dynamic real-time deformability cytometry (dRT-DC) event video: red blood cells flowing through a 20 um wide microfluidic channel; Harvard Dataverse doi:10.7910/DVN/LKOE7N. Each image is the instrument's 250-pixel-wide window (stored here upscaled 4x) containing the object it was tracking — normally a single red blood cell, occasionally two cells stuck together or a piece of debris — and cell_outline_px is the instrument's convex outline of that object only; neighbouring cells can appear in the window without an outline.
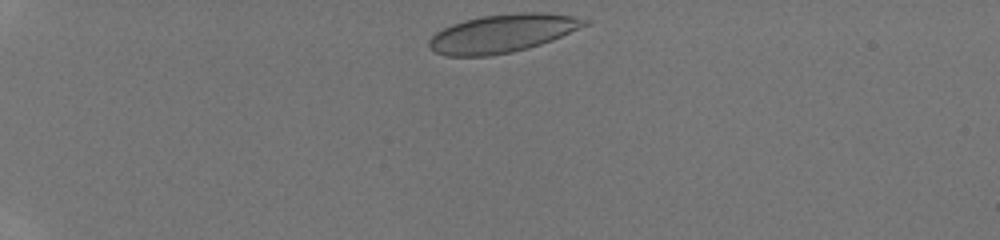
{"species": "human", "species_latin": "Homo sapiens", "temperature_condition": "room temperature", "stored_images_in_passage": 34, "camera_frame_rate_fps": 3000, "um_per_image_px": 0.085, "donor": {"sex": "male"}, "frame": {"image": 1, "passage_image": 1, "time_ms": 0.0, "image_size_px": [1000, 240], "cell_outline_px": [[592, 20], [588, 24], [552, 40], [528, 48], [512, 52], [488, 56], [448, 56], [436, 52], [428, 44], [428, 40], [436, 32], [452, 24], [464, 20], [480, 16], [520, 12], [540, 12], [572, 16]], "centroid_in_image_um": [42.71, 2.83], "position_along_channel_um": 42.3, "area_um2": 34.45}}
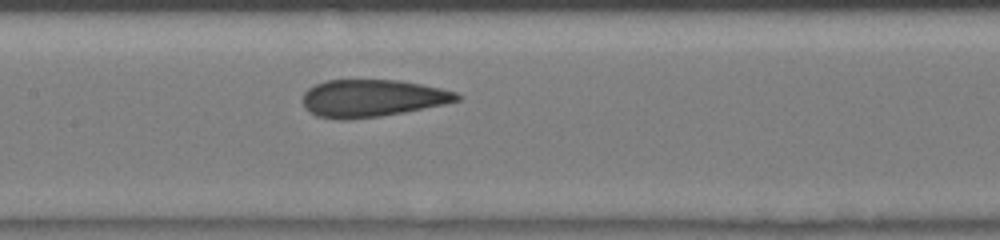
{"frame": {"image": 2, "passage_image": 14, "time_ms": 4.333, "image_size_px": [1000, 240], "cell_outline_px": [[464, 96], [460, 100], [444, 104], [404, 112], [380, 116], [348, 120], [340, 120], [316, 116], [308, 112], [304, 108], [304, 92], [308, 88], [316, 84], [328, 80], [400, 80], [440, 88], [456, 92]], "centroid_in_image_um": [31.63, 8.35], "position_along_channel_um": 175.8, "area_um2": 33.64}}
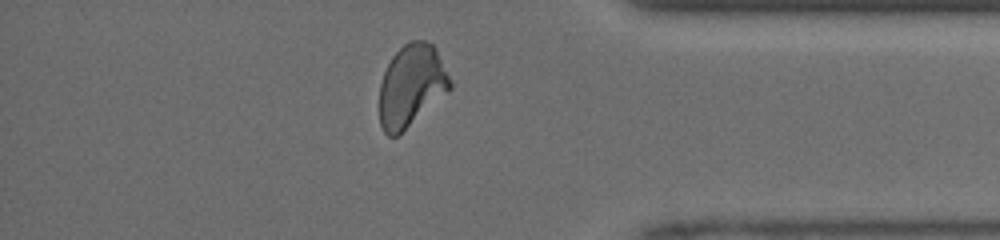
{"frame": {"image": 3, "passage_image": 29, "time_ms": 9.333, "image_size_px": [1000, 240], "cell_outline_px": [[452, 88], [396, 136], [388, 136], [384, 132], [380, 124], [380, 84], [384, 72], [392, 56], [404, 44], [412, 40], [424, 40], [432, 44], [436, 48], [452, 84]], "centroid_in_image_um": [34.95, 7.25], "position_along_channel_um": 400.2, "area_um2": 33.18}}